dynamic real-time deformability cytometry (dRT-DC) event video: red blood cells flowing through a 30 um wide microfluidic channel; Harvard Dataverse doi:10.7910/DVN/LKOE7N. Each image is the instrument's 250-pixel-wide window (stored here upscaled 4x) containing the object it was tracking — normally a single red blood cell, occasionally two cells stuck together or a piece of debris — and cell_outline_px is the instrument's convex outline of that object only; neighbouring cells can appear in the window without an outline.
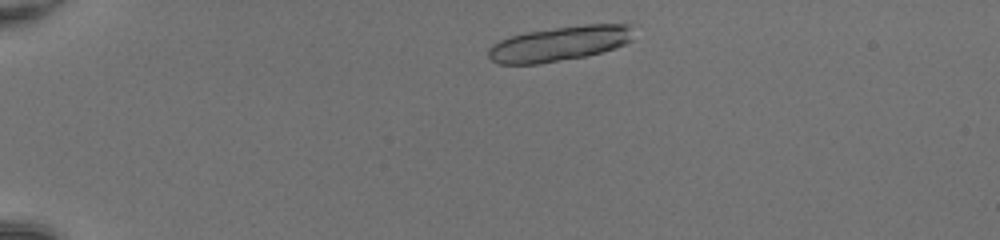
{"species": "common noctule bat (a hibernating species)", "species_latin": "Nyctalus noctula", "temperature_condition": "room temperature", "stored_images_in_passage": 13, "camera_frame_rate_fps": 3000, "um_per_image_px": 0.085, "animal": {"sex": "female", "body_mass_g": 20.0, "forearm_length_mm": 54.0}, "frame": {"image": 1, "passage_image": 3, "time_ms": 0.667, "image_size_px": [1000, 240], "cell_outline_px": [[632, 40], [616, 48], [584, 56], [540, 64], [496, 64], [488, 56], [488, 48], [492, 44], [508, 36], [528, 32], [584, 24], [632, 24]], "centroid_in_image_um": [47.54, 3.71], "position_along_channel_um": 37.5, "area_um2": 29.48}}